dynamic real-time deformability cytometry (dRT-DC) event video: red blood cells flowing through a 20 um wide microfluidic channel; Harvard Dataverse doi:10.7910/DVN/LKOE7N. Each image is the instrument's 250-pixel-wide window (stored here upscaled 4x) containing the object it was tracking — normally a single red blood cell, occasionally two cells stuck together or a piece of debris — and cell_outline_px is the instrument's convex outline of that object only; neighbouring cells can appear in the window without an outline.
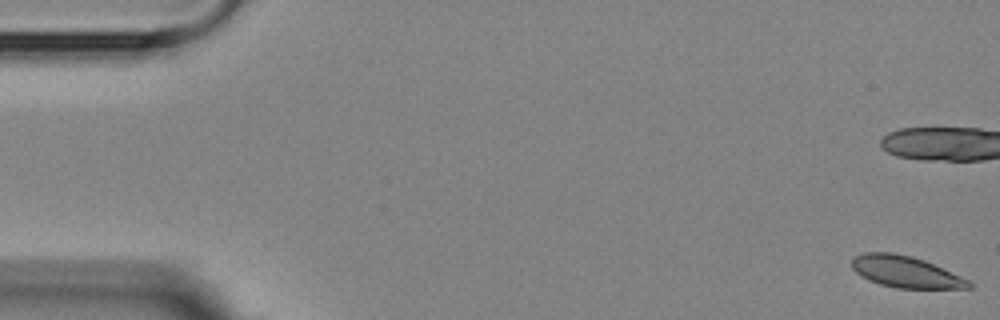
{"species": "Egyptian fruit bat (a non-hibernating species)", "species_latin": "Rousettus aegyptiacus", "temperature_condition": "room temperature", "stored_images_in_passage": 6, "camera_frame_rate_fps": 3000, "um_per_image_px": 0.085, "animal": {"sex": "female"}, "frame": {"image": 1, "passage_image": 1, "time_ms": 0.0, "image_size_px": [1000, 320], "cell_outline_px": [[972, 288], [896, 288], [880, 284], [868, 280], [860, 276], [852, 268], [852, 256], [864, 252], [892, 252], [912, 256], [924, 260], [960, 276], [968, 280], [972, 284]], "centroid_in_image_um": [76.92, 23.09], "position_along_channel_um": 8.1, "area_um2": 21.44}}